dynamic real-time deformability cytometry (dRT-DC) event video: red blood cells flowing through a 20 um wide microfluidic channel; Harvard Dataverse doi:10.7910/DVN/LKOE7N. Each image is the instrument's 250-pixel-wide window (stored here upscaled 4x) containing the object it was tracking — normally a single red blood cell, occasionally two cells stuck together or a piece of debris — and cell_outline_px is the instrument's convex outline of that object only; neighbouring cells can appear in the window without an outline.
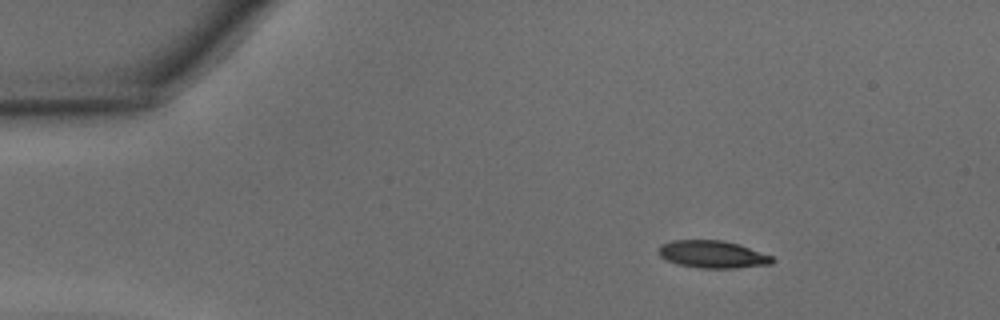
{"species": "common noctule bat (a hibernating species)", "species_latin": "Nyctalus noctula", "temperature_condition": "warm", "stored_images_in_passage": 40, "camera_frame_rate_fps": 3000, "um_per_image_px": 0.085, "animal": {"sex": "male", "body_mass_g": 15.6}, "frame": {"image": 1, "passage_image": 1, "time_ms": 0.0, "image_size_px": [1000, 320], "cell_outline_px": [[776, 260], [772, 264], [736, 268], [700, 268], [676, 264], [660, 256], [656, 252], [656, 248], [660, 244], [672, 240], [724, 240], [772, 256]], "centroid_in_image_um": [60.51, 21.62], "position_along_channel_um": 24.5, "area_um2": 18.26}}
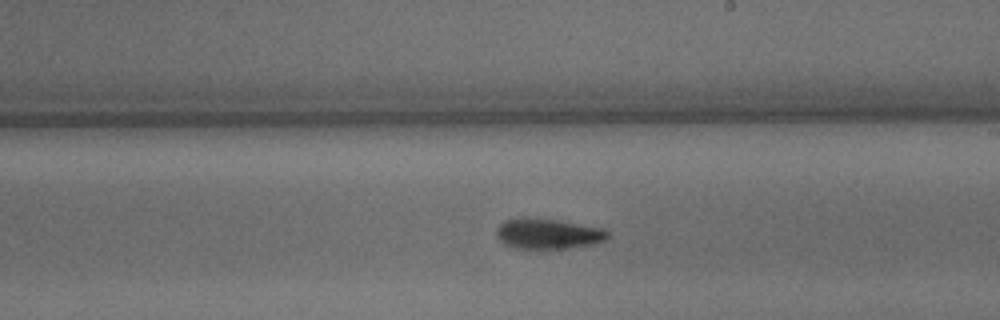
{"frame": {"image": 2, "passage_image": 21, "time_ms": 6.667, "image_size_px": [1000, 320], "cell_outline_px": [[608, 236], [604, 240], [596, 244], [572, 248], [512, 248], [504, 244], [496, 236], [496, 228], [504, 220], [520, 216], [524, 216], [556, 220], [608, 228]], "centroid_in_image_um": [46.58, 19.85], "position_along_channel_um": 242.4, "area_um2": 20.17}}
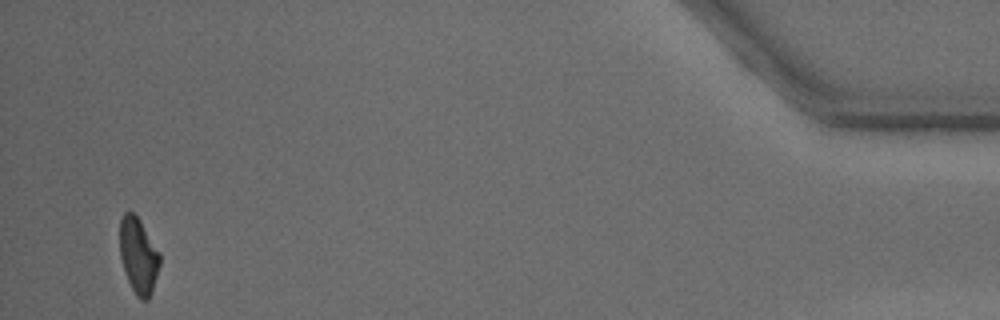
{"frame": {"image": 3, "passage_image": 39, "time_ms": 12.667, "image_size_px": [1000, 320], "cell_outline_px": [[160, 264], [152, 292], [148, 300], [140, 300], [136, 296], [128, 280], [120, 256], [120, 220], [124, 212], [132, 212], [140, 220], [160, 252]], "centroid_in_image_um": [11.78, 21.74], "position_along_channel_um": 423.4, "area_um2": 17.63}, "authors_computed_cell_mechanics": {"area_um2": 18.9006, "velocity_mm_per_s": 4.3584, "shape_relaxation_time_tau1_ms": 3.3846, "shape_relaxation_time_tau2_ms": 6.447, "deformation_change_tau1": 0.1514, "deformation_change_tau2": 0.1517}}